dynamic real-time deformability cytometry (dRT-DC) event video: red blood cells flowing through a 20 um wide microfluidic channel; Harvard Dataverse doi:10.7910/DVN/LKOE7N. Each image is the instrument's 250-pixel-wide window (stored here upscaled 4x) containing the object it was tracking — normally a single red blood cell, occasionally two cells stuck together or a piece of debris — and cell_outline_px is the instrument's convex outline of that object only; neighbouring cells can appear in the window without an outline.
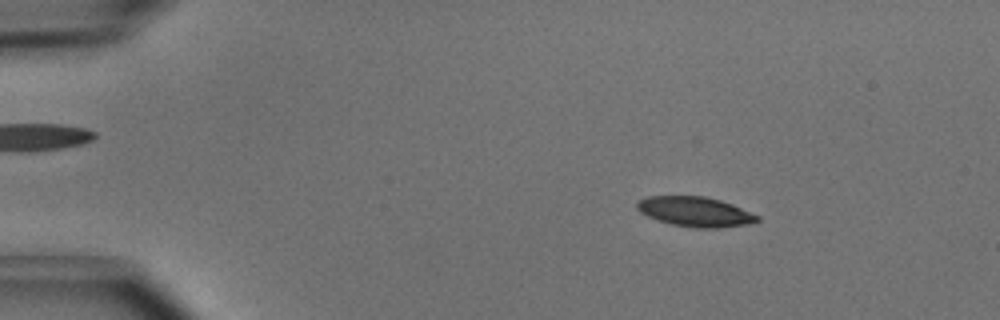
{"species": "common noctule bat (a hibernating species)", "species_latin": "Nyctalus noctula", "temperature_condition": "cold", "stored_images_in_passage": 4, "camera_frame_rate_fps": 3000, "um_per_image_px": 0.085, "animal": {"sex": "male", "body_mass_g": 15.6}, "frame": {"image": 1, "passage_image": 2, "time_ms": 0.333, "image_size_px": [1000, 320], "cell_outline_px": [[760, 220], [748, 224], [720, 228], [692, 228], [672, 224], [648, 216], [640, 212], [636, 208], [636, 200], [648, 196], [704, 196], [720, 200], [732, 204], [760, 216]], "centroid_in_image_um": [59.09, 17.99], "position_along_channel_um": 25.9, "area_um2": 20.98}}